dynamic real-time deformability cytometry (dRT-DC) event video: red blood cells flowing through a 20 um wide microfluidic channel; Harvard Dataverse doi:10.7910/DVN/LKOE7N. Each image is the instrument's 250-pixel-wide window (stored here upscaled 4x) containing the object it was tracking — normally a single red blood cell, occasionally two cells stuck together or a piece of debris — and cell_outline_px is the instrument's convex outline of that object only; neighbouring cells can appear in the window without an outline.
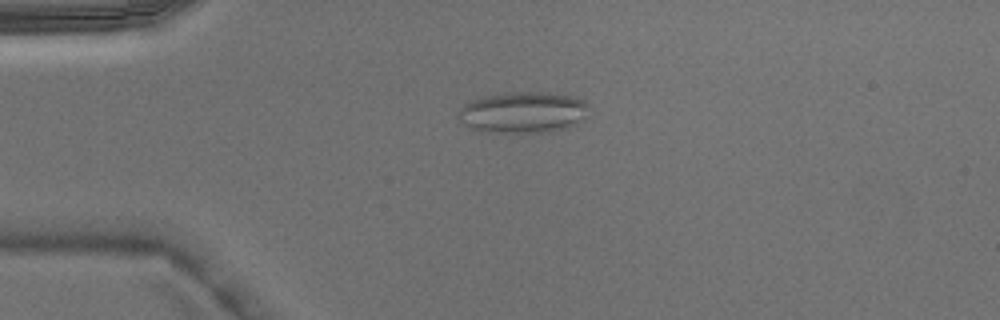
{"species": "Egyptian fruit bat (a non-hibernating species)", "species_latin": "Rousettus aegyptiacus", "temperature_condition": "warm", "stored_images_in_passage": 5, "camera_frame_rate_fps": 3000, "um_per_image_px": 0.085, "animal": {"sex": "male"}, "frame": {"image": 1, "passage_image": 4, "time_ms": 1.0, "image_size_px": [1000, 320], "cell_outline_px": [[588, 104], [580, 116], [568, 128], [548, 132], [480, 132], [464, 124], [456, 116], [460, 108], [464, 104], [476, 96], [512, 92], [544, 92], [576, 96], [584, 100]], "centroid_in_image_um": [44.34, 9.53], "position_along_channel_um": 40.7, "area_um2": 31.27}}